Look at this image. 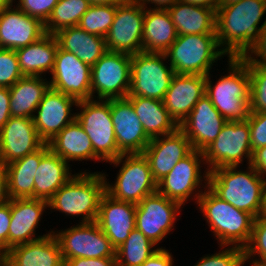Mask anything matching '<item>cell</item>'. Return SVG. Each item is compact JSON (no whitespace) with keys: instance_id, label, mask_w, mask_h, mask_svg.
<instances>
[{"instance_id":"60d3db41","label":"cell","mask_w":266,"mask_h":266,"mask_svg":"<svg viewBox=\"0 0 266 266\" xmlns=\"http://www.w3.org/2000/svg\"><path fill=\"white\" fill-rule=\"evenodd\" d=\"M218 247V253L201 257L193 266H244V249L236 246Z\"/></svg>"},{"instance_id":"836d02e7","label":"cell","mask_w":266,"mask_h":266,"mask_svg":"<svg viewBox=\"0 0 266 266\" xmlns=\"http://www.w3.org/2000/svg\"><path fill=\"white\" fill-rule=\"evenodd\" d=\"M49 88L50 83L43 76H24L19 79L9 87L11 116L33 118L39 103Z\"/></svg>"},{"instance_id":"7402d4cb","label":"cell","mask_w":266,"mask_h":266,"mask_svg":"<svg viewBox=\"0 0 266 266\" xmlns=\"http://www.w3.org/2000/svg\"><path fill=\"white\" fill-rule=\"evenodd\" d=\"M194 149L186 135L178 128L173 133L150 140L143 151L154 180L158 183Z\"/></svg>"},{"instance_id":"6da1fadb","label":"cell","mask_w":266,"mask_h":266,"mask_svg":"<svg viewBox=\"0 0 266 266\" xmlns=\"http://www.w3.org/2000/svg\"><path fill=\"white\" fill-rule=\"evenodd\" d=\"M266 0H242L216 10L215 32L227 58H240L259 41L266 23ZM265 19L261 24V20ZM261 24V26H259Z\"/></svg>"},{"instance_id":"44dd1931","label":"cell","mask_w":266,"mask_h":266,"mask_svg":"<svg viewBox=\"0 0 266 266\" xmlns=\"http://www.w3.org/2000/svg\"><path fill=\"white\" fill-rule=\"evenodd\" d=\"M44 144L33 118L11 116L0 129V156L4 166L36 152Z\"/></svg>"},{"instance_id":"9f6ffc18","label":"cell","mask_w":266,"mask_h":266,"mask_svg":"<svg viewBox=\"0 0 266 266\" xmlns=\"http://www.w3.org/2000/svg\"><path fill=\"white\" fill-rule=\"evenodd\" d=\"M15 0H0V12L6 8L13 6Z\"/></svg>"},{"instance_id":"4fadbf2b","label":"cell","mask_w":266,"mask_h":266,"mask_svg":"<svg viewBox=\"0 0 266 266\" xmlns=\"http://www.w3.org/2000/svg\"><path fill=\"white\" fill-rule=\"evenodd\" d=\"M63 260L74 258L116 257V249L96 222L78 223L53 231Z\"/></svg>"},{"instance_id":"cb8c5ba5","label":"cell","mask_w":266,"mask_h":266,"mask_svg":"<svg viewBox=\"0 0 266 266\" xmlns=\"http://www.w3.org/2000/svg\"><path fill=\"white\" fill-rule=\"evenodd\" d=\"M136 204L118 201L105 193L100 201L96 223L117 249L135 229Z\"/></svg>"},{"instance_id":"ee69618b","label":"cell","mask_w":266,"mask_h":266,"mask_svg":"<svg viewBox=\"0 0 266 266\" xmlns=\"http://www.w3.org/2000/svg\"><path fill=\"white\" fill-rule=\"evenodd\" d=\"M252 152L266 146V111L250 112L248 119Z\"/></svg>"},{"instance_id":"681fc988","label":"cell","mask_w":266,"mask_h":266,"mask_svg":"<svg viewBox=\"0 0 266 266\" xmlns=\"http://www.w3.org/2000/svg\"><path fill=\"white\" fill-rule=\"evenodd\" d=\"M250 165L266 180V146L253 151Z\"/></svg>"},{"instance_id":"d6986e66","label":"cell","mask_w":266,"mask_h":266,"mask_svg":"<svg viewBox=\"0 0 266 266\" xmlns=\"http://www.w3.org/2000/svg\"><path fill=\"white\" fill-rule=\"evenodd\" d=\"M226 122L227 120L204 94L180 123L179 129L189 139L194 150L203 152L214 142Z\"/></svg>"},{"instance_id":"ffe728a7","label":"cell","mask_w":266,"mask_h":266,"mask_svg":"<svg viewBox=\"0 0 266 266\" xmlns=\"http://www.w3.org/2000/svg\"><path fill=\"white\" fill-rule=\"evenodd\" d=\"M48 208V201L36 198L10 199L11 221L8 232V252L17 245L36 241L53 233L36 236L45 209Z\"/></svg>"},{"instance_id":"11a10c76","label":"cell","mask_w":266,"mask_h":266,"mask_svg":"<svg viewBox=\"0 0 266 266\" xmlns=\"http://www.w3.org/2000/svg\"><path fill=\"white\" fill-rule=\"evenodd\" d=\"M91 5H112L116 6L123 3L125 0H88Z\"/></svg>"},{"instance_id":"83f0119b","label":"cell","mask_w":266,"mask_h":266,"mask_svg":"<svg viewBox=\"0 0 266 266\" xmlns=\"http://www.w3.org/2000/svg\"><path fill=\"white\" fill-rule=\"evenodd\" d=\"M49 149L64 159L70 161H99L102 160L94 153L90 138L81 124L75 119L60 131L48 143Z\"/></svg>"},{"instance_id":"f907efd6","label":"cell","mask_w":266,"mask_h":266,"mask_svg":"<svg viewBox=\"0 0 266 266\" xmlns=\"http://www.w3.org/2000/svg\"><path fill=\"white\" fill-rule=\"evenodd\" d=\"M10 92L7 87H0V129L10 119Z\"/></svg>"},{"instance_id":"8d00e7d4","label":"cell","mask_w":266,"mask_h":266,"mask_svg":"<svg viewBox=\"0 0 266 266\" xmlns=\"http://www.w3.org/2000/svg\"><path fill=\"white\" fill-rule=\"evenodd\" d=\"M90 5L88 0H58L44 24L45 32L54 34L63 28L78 26Z\"/></svg>"},{"instance_id":"ab89813d","label":"cell","mask_w":266,"mask_h":266,"mask_svg":"<svg viewBox=\"0 0 266 266\" xmlns=\"http://www.w3.org/2000/svg\"><path fill=\"white\" fill-rule=\"evenodd\" d=\"M250 75V112L266 111V65L247 62Z\"/></svg>"},{"instance_id":"f546056e","label":"cell","mask_w":266,"mask_h":266,"mask_svg":"<svg viewBox=\"0 0 266 266\" xmlns=\"http://www.w3.org/2000/svg\"><path fill=\"white\" fill-rule=\"evenodd\" d=\"M54 36L59 48L73 53L90 67L107 52L104 37L89 34L79 26L63 28L54 33Z\"/></svg>"},{"instance_id":"bcb514c9","label":"cell","mask_w":266,"mask_h":266,"mask_svg":"<svg viewBox=\"0 0 266 266\" xmlns=\"http://www.w3.org/2000/svg\"><path fill=\"white\" fill-rule=\"evenodd\" d=\"M243 58L247 62L266 65V23L261 29L260 39Z\"/></svg>"},{"instance_id":"5bb4252c","label":"cell","mask_w":266,"mask_h":266,"mask_svg":"<svg viewBox=\"0 0 266 266\" xmlns=\"http://www.w3.org/2000/svg\"><path fill=\"white\" fill-rule=\"evenodd\" d=\"M181 208L180 203L156 191L136 204L135 228L159 245L174 230Z\"/></svg>"},{"instance_id":"30bf717a","label":"cell","mask_w":266,"mask_h":266,"mask_svg":"<svg viewBox=\"0 0 266 266\" xmlns=\"http://www.w3.org/2000/svg\"><path fill=\"white\" fill-rule=\"evenodd\" d=\"M251 135L248 121H227L214 142L204 151V162L210 172L215 168L243 165L252 159Z\"/></svg>"},{"instance_id":"b9f144b4","label":"cell","mask_w":266,"mask_h":266,"mask_svg":"<svg viewBox=\"0 0 266 266\" xmlns=\"http://www.w3.org/2000/svg\"><path fill=\"white\" fill-rule=\"evenodd\" d=\"M16 51L0 48V87H11L23 78Z\"/></svg>"},{"instance_id":"91938a15","label":"cell","mask_w":266,"mask_h":266,"mask_svg":"<svg viewBox=\"0 0 266 266\" xmlns=\"http://www.w3.org/2000/svg\"><path fill=\"white\" fill-rule=\"evenodd\" d=\"M250 266H266V262L261 264H250Z\"/></svg>"},{"instance_id":"d6a6232c","label":"cell","mask_w":266,"mask_h":266,"mask_svg":"<svg viewBox=\"0 0 266 266\" xmlns=\"http://www.w3.org/2000/svg\"><path fill=\"white\" fill-rule=\"evenodd\" d=\"M178 35L216 34V10L178 1L168 9Z\"/></svg>"},{"instance_id":"7bdbcfd3","label":"cell","mask_w":266,"mask_h":266,"mask_svg":"<svg viewBox=\"0 0 266 266\" xmlns=\"http://www.w3.org/2000/svg\"><path fill=\"white\" fill-rule=\"evenodd\" d=\"M16 6L31 17L46 23L58 0H15ZM18 2V3H17Z\"/></svg>"},{"instance_id":"4dcf8cb0","label":"cell","mask_w":266,"mask_h":266,"mask_svg":"<svg viewBox=\"0 0 266 266\" xmlns=\"http://www.w3.org/2000/svg\"><path fill=\"white\" fill-rule=\"evenodd\" d=\"M178 34L168 10L145 8L143 52L165 53Z\"/></svg>"},{"instance_id":"f1b7e54d","label":"cell","mask_w":266,"mask_h":266,"mask_svg":"<svg viewBox=\"0 0 266 266\" xmlns=\"http://www.w3.org/2000/svg\"><path fill=\"white\" fill-rule=\"evenodd\" d=\"M58 43L54 34L46 33L39 40L16 50L23 76L46 77L54 68Z\"/></svg>"},{"instance_id":"d4e9b609","label":"cell","mask_w":266,"mask_h":266,"mask_svg":"<svg viewBox=\"0 0 266 266\" xmlns=\"http://www.w3.org/2000/svg\"><path fill=\"white\" fill-rule=\"evenodd\" d=\"M206 76L176 74L165 93L163 104L174 121L180 125L194 105L205 94Z\"/></svg>"},{"instance_id":"603a6c76","label":"cell","mask_w":266,"mask_h":266,"mask_svg":"<svg viewBox=\"0 0 266 266\" xmlns=\"http://www.w3.org/2000/svg\"><path fill=\"white\" fill-rule=\"evenodd\" d=\"M45 34L44 23L24 13L16 5L0 12V48L16 51Z\"/></svg>"},{"instance_id":"d590c367","label":"cell","mask_w":266,"mask_h":266,"mask_svg":"<svg viewBox=\"0 0 266 266\" xmlns=\"http://www.w3.org/2000/svg\"><path fill=\"white\" fill-rule=\"evenodd\" d=\"M141 231H131L125 242L116 249V266H141L159 247H155Z\"/></svg>"},{"instance_id":"680465c9","label":"cell","mask_w":266,"mask_h":266,"mask_svg":"<svg viewBox=\"0 0 266 266\" xmlns=\"http://www.w3.org/2000/svg\"><path fill=\"white\" fill-rule=\"evenodd\" d=\"M261 214L266 215V183L264 186L263 207H262Z\"/></svg>"},{"instance_id":"9c48e42d","label":"cell","mask_w":266,"mask_h":266,"mask_svg":"<svg viewBox=\"0 0 266 266\" xmlns=\"http://www.w3.org/2000/svg\"><path fill=\"white\" fill-rule=\"evenodd\" d=\"M203 166L204 172L201 169ZM208 174L203 152L193 150L179 160L174 168L157 183V191L182 206L187 203V199L196 200L197 204L203 190L208 187Z\"/></svg>"},{"instance_id":"277c9868","label":"cell","mask_w":266,"mask_h":266,"mask_svg":"<svg viewBox=\"0 0 266 266\" xmlns=\"http://www.w3.org/2000/svg\"><path fill=\"white\" fill-rule=\"evenodd\" d=\"M80 171L70 178L49 200L48 209L66 216L81 217L79 223L96 222L106 180L102 172ZM75 216V217H74Z\"/></svg>"},{"instance_id":"e0dca14e","label":"cell","mask_w":266,"mask_h":266,"mask_svg":"<svg viewBox=\"0 0 266 266\" xmlns=\"http://www.w3.org/2000/svg\"><path fill=\"white\" fill-rule=\"evenodd\" d=\"M50 88L78 101L91 99V67L73 53L58 47Z\"/></svg>"},{"instance_id":"ac0fdd59","label":"cell","mask_w":266,"mask_h":266,"mask_svg":"<svg viewBox=\"0 0 266 266\" xmlns=\"http://www.w3.org/2000/svg\"><path fill=\"white\" fill-rule=\"evenodd\" d=\"M110 111L119 156L142 154L151 139L146 135L132 103L127 98L110 99Z\"/></svg>"},{"instance_id":"ba28073f","label":"cell","mask_w":266,"mask_h":266,"mask_svg":"<svg viewBox=\"0 0 266 266\" xmlns=\"http://www.w3.org/2000/svg\"><path fill=\"white\" fill-rule=\"evenodd\" d=\"M76 120L90 138L94 153L108 163L119 157L114 125L110 111V99H87L78 102Z\"/></svg>"},{"instance_id":"6f0895ef","label":"cell","mask_w":266,"mask_h":266,"mask_svg":"<svg viewBox=\"0 0 266 266\" xmlns=\"http://www.w3.org/2000/svg\"><path fill=\"white\" fill-rule=\"evenodd\" d=\"M242 0H219V5L218 6H227L229 4H234L238 3Z\"/></svg>"},{"instance_id":"74e56055","label":"cell","mask_w":266,"mask_h":266,"mask_svg":"<svg viewBox=\"0 0 266 266\" xmlns=\"http://www.w3.org/2000/svg\"><path fill=\"white\" fill-rule=\"evenodd\" d=\"M116 14V6L90 5L86 13L81 17L78 26L100 37H106Z\"/></svg>"},{"instance_id":"db71d44e","label":"cell","mask_w":266,"mask_h":266,"mask_svg":"<svg viewBox=\"0 0 266 266\" xmlns=\"http://www.w3.org/2000/svg\"><path fill=\"white\" fill-rule=\"evenodd\" d=\"M179 1L184 3H189L192 5L204 6L215 10H217L219 5V0H179Z\"/></svg>"},{"instance_id":"8fae6325","label":"cell","mask_w":266,"mask_h":266,"mask_svg":"<svg viewBox=\"0 0 266 266\" xmlns=\"http://www.w3.org/2000/svg\"><path fill=\"white\" fill-rule=\"evenodd\" d=\"M165 53L139 52L131 56V86L127 96H141L163 101L173 68L167 65Z\"/></svg>"},{"instance_id":"7a4b0ae2","label":"cell","mask_w":266,"mask_h":266,"mask_svg":"<svg viewBox=\"0 0 266 266\" xmlns=\"http://www.w3.org/2000/svg\"><path fill=\"white\" fill-rule=\"evenodd\" d=\"M227 75H220L217 82L206 76L205 95L227 121H246L250 113V75L243 58L227 59Z\"/></svg>"},{"instance_id":"3957f363","label":"cell","mask_w":266,"mask_h":266,"mask_svg":"<svg viewBox=\"0 0 266 266\" xmlns=\"http://www.w3.org/2000/svg\"><path fill=\"white\" fill-rule=\"evenodd\" d=\"M215 168L208 174V188L220 199L235 208L246 211L257 218L262 211L264 180L258 172L248 165Z\"/></svg>"},{"instance_id":"1f68e13d","label":"cell","mask_w":266,"mask_h":266,"mask_svg":"<svg viewBox=\"0 0 266 266\" xmlns=\"http://www.w3.org/2000/svg\"><path fill=\"white\" fill-rule=\"evenodd\" d=\"M126 98L132 103L146 135L150 139L173 133L179 128L163 101L141 96H127Z\"/></svg>"},{"instance_id":"484cf974","label":"cell","mask_w":266,"mask_h":266,"mask_svg":"<svg viewBox=\"0 0 266 266\" xmlns=\"http://www.w3.org/2000/svg\"><path fill=\"white\" fill-rule=\"evenodd\" d=\"M3 261L8 266H64L61 248L53 233L12 247Z\"/></svg>"},{"instance_id":"52a82bcc","label":"cell","mask_w":266,"mask_h":266,"mask_svg":"<svg viewBox=\"0 0 266 266\" xmlns=\"http://www.w3.org/2000/svg\"><path fill=\"white\" fill-rule=\"evenodd\" d=\"M109 163L116 168L121 166L114 183H110L107 179L108 174L103 173L106 180V193L113 199L138 204L147 195L157 191V182L143 153L122 154Z\"/></svg>"},{"instance_id":"9a60e30c","label":"cell","mask_w":266,"mask_h":266,"mask_svg":"<svg viewBox=\"0 0 266 266\" xmlns=\"http://www.w3.org/2000/svg\"><path fill=\"white\" fill-rule=\"evenodd\" d=\"M145 8L135 0L116 5V14L105 37L107 51L136 54L143 52Z\"/></svg>"},{"instance_id":"816d5d0a","label":"cell","mask_w":266,"mask_h":266,"mask_svg":"<svg viewBox=\"0 0 266 266\" xmlns=\"http://www.w3.org/2000/svg\"><path fill=\"white\" fill-rule=\"evenodd\" d=\"M144 8L168 10L174 6L179 0H135ZM152 4V6L150 5ZM149 5V7L147 6Z\"/></svg>"},{"instance_id":"f35d334b","label":"cell","mask_w":266,"mask_h":266,"mask_svg":"<svg viewBox=\"0 0 266 266\" xmlns=\"http://www.w3.org/2000/svg\"><path fill=\"white\" fill-rule=\"evenodd\" d=\"M244 262H249L248 264L266 262V215L260 214L255 218L250 241L244 248Z\"/></svg>"},{"instance_id":"e575fe53","label":"cell","mask_w":266,"mask_h":266,"mask_svg":"<svg viewBox=\"0 0 266 266\" xmlns=\"http://www.w3.org/2000/svg\"><path fill=\"white\" fill-rule=\"evenodd\" d=\"M41 161V148L5 165L10 199L34 198V178Z\"/></svg>"},{"instance_id":"94428289","label":"cell","mask_w":266,"mask_h":266,"mask_svg":"<svg viewBox=\"0 0 266 266\" xmlns=\"http://www.w3.org/2000/svg\"><path fill=\"white\" fill-rule=\"evenodd\" d=\"M3 167H4V165L2 163L1 156H0V169L3 168Z\"/></svg>"},{"instance_id":"2e32d148","label":"cell","mask_w":266,"mask_h":266,"mask_svg":"<svg viewBox=\"0 0 266 266\" xmlns=\"http://www.w3.org/2000/svg\"><path fill=\"white\" fill-rule=\"evenodd\" d=\"M78 102L74 97L52 88L44 94L33 116V122L45 144L76 119V112L73 113L72 108L77 107Z\"/></svg>"},{"instance_id":"7c38bea8","label":"cell","mask_w":266,"mask_h":266,"mask_svg":"<svg viewBox=\"0 0 266 266\" xmlns=\"http://www.w3.org/2000/svg\"><path fill=\"white\" fill-rule=\"evenodd\" d=\"M131 56L107 51L91 67V99L127 97L131 86Z\"/></svg>"},{"instance_id":"7dc6e473","label":"cell","mask_w":266,"mask_h":266,"mask_svg":"<svg viewBox=\"0 0 266 266\" xmlns=\"http://www.w3.org/2000/svg\"><path fill=\"white\" fill-rule=\"evenodd\" d=\"M64 266H116V257L74 258L63 260Z\"/></svg>"},{"instance_id":"f5cc1de1","label":"cell","mask_w":266,"mask_h":266,"mask_svg":"<svg viewBox=\"0 0 266 266\" xmlns=\"http://www.w3.org/2000/svg\"><path fill=\"white\" fill-rule=\"evenodd\" d=\"M10 201L8 193V176L5 167L0 169V206Z\"/></svg>"},{"instance_id":"4316f807","label":"cell","mask_w":266,"mask_h":266,"mask_svg":"<svg viewBox=\"0 0 266 266\" xmlns=\"http://www.w3.org/2000/svg\"><path fill=\"white\" fill-rule=\"evenodd\" d=\"M70 164L54 154L48 144L41 147V161L34 178V198L48 201L74 174Z\"/></svg>"},{"instance_id":"5b68a950","label":"cell","mask_w":266,"mask_h":266,"mask_svg":"<svg viewBox=\"0 0 266 266\" xmlns=\"http://www.w3.org/2000/svg\"><path fill=\"white\" fill-rule=\"evenodd\" d=\"M200 213L220 246L244 249L251 238L255 217L220 199L208 187L198 198Z\"/></svg>"},{"instance_id":"8992f818","label":"cell","mask_w":266,"mask_h":266,"mask_svg":"<svg viewBox=\"0 0 266 266\" xmlns=\"http://www.w3.org/2000/svg\"><path fill=\"white\" fill-rule=\"evenodd\" d=\"M165 55L176 74L205 76L214 63L227 56L220 48L216 34L178 35Z\"/></svg>"},{"instance_id":"6125c7cd","label":"cell","mask_w":266,"mask_h":266,"mask_svg":"<svg viewBox=\"0 0 266 266\" xmlns=\"http://www.w3.org/2000/svg\"><path fill=\"white\" fill-rule=\"evenodd\" d=\"M0 266H8L4 261L0 263Z\"/></svg>"},{"instance_id":"c3c4849f","label":"cell","mask_w":266,"mask_h":266,"mask_svg":"<svg viewBox=\"0 0 266 266\" xmlns=\"http://www.w3.org/2000/svg\"><path fill=\"white\" fill-rule=\"evenodd\" d=\"M173 258L172 253L161 246L141 266H173Z\"/></svg>"},{"instance_id":"f6af8a7d","label":"cell","mask_w":266,"mask_h":266,"mask_svg":"<svg viewBox=\"0 0 266 266\" xmlns=\"http://www.w3.org/2000/svg\"><path fill=\"white\" fill-rule=\"evenodd\" d=\"M11 221L10 201L0 206V257L8 254V232Z\"/></svg>"}]
</instances>
